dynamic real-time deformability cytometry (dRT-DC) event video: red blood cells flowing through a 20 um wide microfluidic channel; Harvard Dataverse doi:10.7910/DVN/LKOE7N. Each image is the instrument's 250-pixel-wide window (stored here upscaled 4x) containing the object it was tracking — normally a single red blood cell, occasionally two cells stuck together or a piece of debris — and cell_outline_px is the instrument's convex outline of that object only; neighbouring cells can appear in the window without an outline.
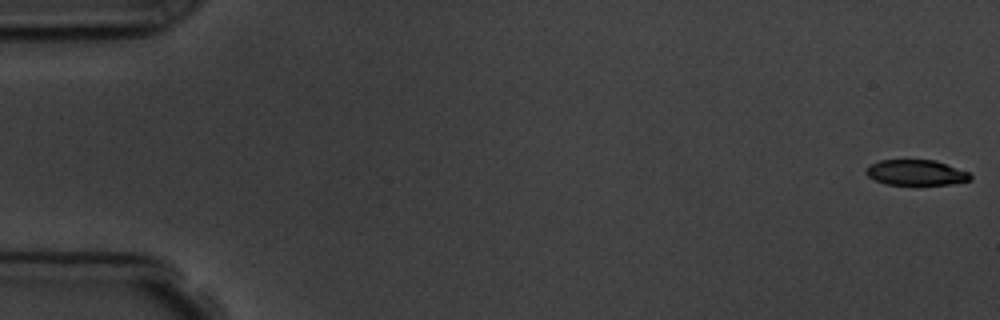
{"species": "common noctule bat (a hibernating species)", "species_latin": "Nyctalus noctula", "temperature_condition": "room temperature", "stored_images_in_passage": 6, "camera_frame_rate_fps": 3000, "um_per_image_px": 0.085, "animal": {"sex": "male", "body_mass_g": 19.5, "forearm_length_mm": 54.6}, "frame": {"image": 1, "passage_image": 1, "time_ms": 0.0, "image_size_px": [1000, 320], "cell_outline_px": [[972, 176], [968, 180], [952, 184], [884, 184], [868, 176], [864, 172], [864, 168], [868, 164], [880, 160], [936, 160], [968, 172]], "centroid_in_image_um": [77.8, 14.65], "position_along_channel_um": 7.2, "area_um2": 15.43}}
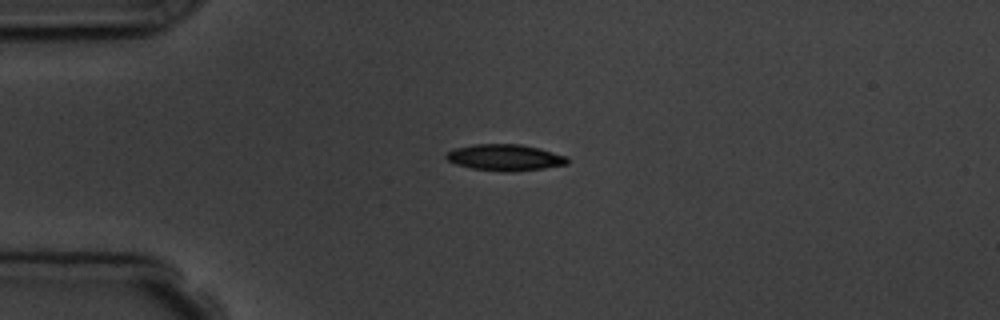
{"frame": {"image": 2, "passage_image": 5, "time_ms": 4.333, "image_size_px": [1000, 320], "cell_outline_px": [[568, 164], [544, 168], [512, 172], [504, 172], [472, 168], [456, 164], [448, 160], [444, 156], [452, 148], [472, 144], [520, 144], [540, 148], [568, 156]], "centroid_in_image_um": [42.93, 13.38], "position_along_channel_um": 42.1, "area_um2": 18.79}}